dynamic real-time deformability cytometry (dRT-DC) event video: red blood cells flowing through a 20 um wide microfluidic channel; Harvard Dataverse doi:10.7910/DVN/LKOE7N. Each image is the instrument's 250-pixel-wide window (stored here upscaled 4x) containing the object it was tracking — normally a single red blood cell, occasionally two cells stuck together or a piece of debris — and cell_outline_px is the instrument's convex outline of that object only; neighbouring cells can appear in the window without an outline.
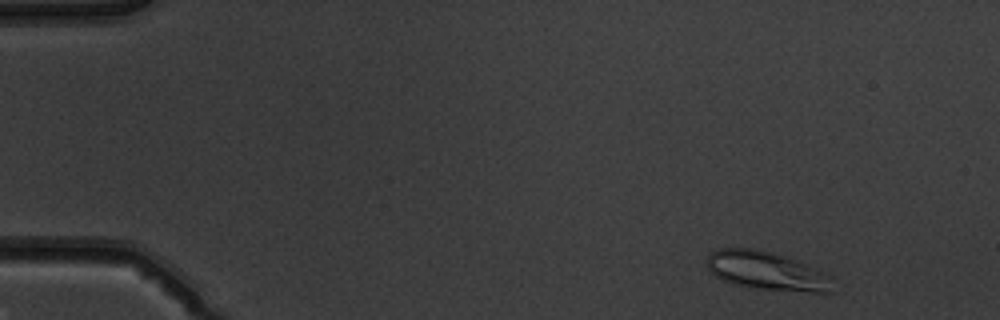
{"species": "common noctule bat (a hibernating species)", "species_latin": "Nyctalus noctula", "temperature_condition": "warm", "stored_images_in_passage": 48, "camera_frame_rate_fps": 3000, "um_per_image_px": 0.085, "animal": {"sex": "male", "body_mass_g": 19.5, "forearm_length_mm": 54.6}, "frame": {"image": 1, "passage_image": 1, "time_ms": 0.0, "image_size_px": [1000, 320], "cell_outline_px": [[836, 292], [812, 292], [752, 288], [732, 284], [716, 276], [708, 268], [704, 260], [712, 252], [720, 248], [752, 248], [768, 252], [804, 264], [832, 276]], "centroid_in_image_um": [65.17, 23.05], "position_along_channel_um": 19.8, "area_um2": 27.98}}
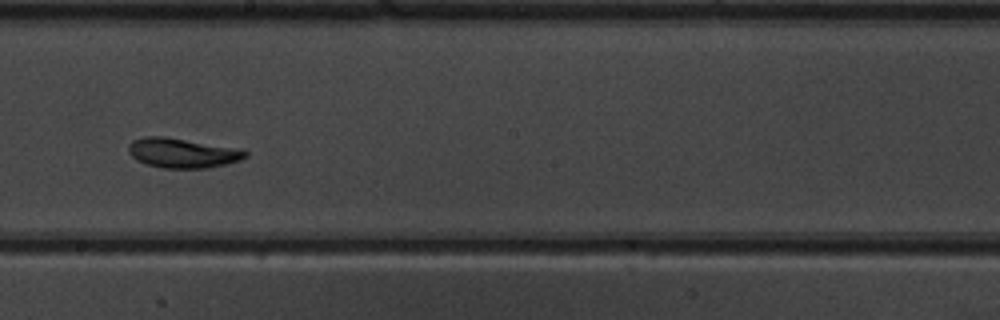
{"frame": {"image": 2, "passage_image": 26, "time_ms": 8.333, "image_size_px": [1000, 320], "cell_outline_px": [[248, 156], [240, 160], [208, 168], [160, 168], [136, 160], [128, 152], [128, 144], [132, 140], [144, 136], [164, 136], [232, 148], [248, 152]], "centroid_in_image_um": [15.43, 13.01], "position_along_channel_um": 232.8, "area_um2": 19.94}}
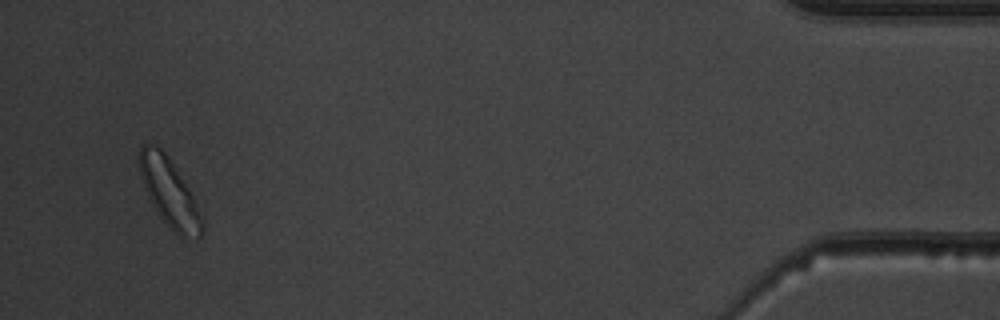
{"frame": {"image": 3, "passage_image": 46, "time_ms": 15.0, "image_size_px": [1000, 320], "cell_outline_px": [[204, 228], [200, 236], [196, 240], [180, 236], [160, 216], [152, 204], [144, 188], [140, 176], [136, 156], [140, 144], [152, 144], [160, 148], [168, 156], [188, 188], [192, 196], [204, 224]], "centroid_in_image_um": [14.34, 16.32], "position_along_channel_um": 420.9, "area_um2": 24.62}, "authors_computed_cell_mechanics": {"area_um2": 20.6346, "velocity_mm_per_s": 3.8732, "shape_relaxation_time_tau1_ms": 3.3965, "shape_relaxation_time_tau2_ms": 3.4684, "deformation_change_tau1": 0.1172, "deformation_change_tau2": 0.0774}}